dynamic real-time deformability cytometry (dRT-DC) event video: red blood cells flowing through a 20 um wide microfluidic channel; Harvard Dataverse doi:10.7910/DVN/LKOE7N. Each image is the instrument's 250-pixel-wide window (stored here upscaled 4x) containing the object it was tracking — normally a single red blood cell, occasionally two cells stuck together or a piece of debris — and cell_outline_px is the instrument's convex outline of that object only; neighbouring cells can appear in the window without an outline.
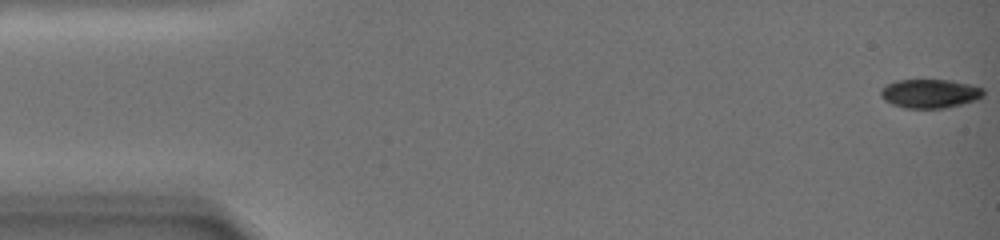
{"species": "common noctule bat (a hibernating species)", "species_latin": "Nyctalus noctula", "temperature_condition": "warm", "stored_images_in_passage": 9, "segment_of_instrument_passage": [1, 2], "camera_frame_rate_fps": 3000, "um_per_image_px": 0.085, "animal": {"sex": "female", "body_mass_g": 19.0, "forearm_length_mm": 51.5}, "frame": {"image": 1, "passage_image": 1, "time_ms": 0.0, "image_size_px": [1000, 240], "cell_outline_px": [[984, 96], [976, 100], [944, 108], [904, 108], [892, 104], [884, 100], [880, 96], [880, 88], [884, 84], [896, 80], [952, 80], [972, 84], [984, 88]], "centroid_in_image_um": [79.03, 7.94], "position_along_channel_um": 6.0, "area_um2": 17.57}}